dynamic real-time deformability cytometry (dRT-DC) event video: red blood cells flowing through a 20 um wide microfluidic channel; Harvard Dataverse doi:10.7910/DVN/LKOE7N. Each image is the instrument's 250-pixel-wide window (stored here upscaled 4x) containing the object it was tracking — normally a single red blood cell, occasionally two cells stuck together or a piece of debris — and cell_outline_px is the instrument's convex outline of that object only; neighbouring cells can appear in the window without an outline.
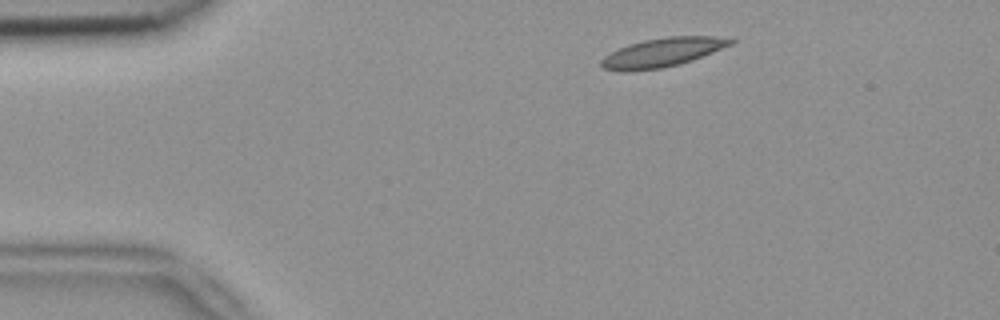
{"species": "common noctule bat (a hibernating species)", "species_latin": "Nyctalus noctula", "temperature_condition": "room temperature", "stored_images_in_passage": 4, "camera_frame_rate_fps": 3000, "um_per_image_px": 0.085, "animal": {"sex": "female", "body_mass_g": 18.4}, "frame": {"image": 1, "passage_image": 1, "time_ms": 0.0, "image_size_px": [1000, 320], "cell_outline_px": [[736, 40], [732, 44], [692, 60], [680, 64], [664, 68], [628, 72], [620, 72], [604, 68], [600, 64], [600, 60], [604, 56], [628, 44], [644, 40], [668, 36], [712, 36]], "centroid_in_image_um": [56.26, 4.47], "position_along_channel_um": 28.7, "area_um2": 21.79}}
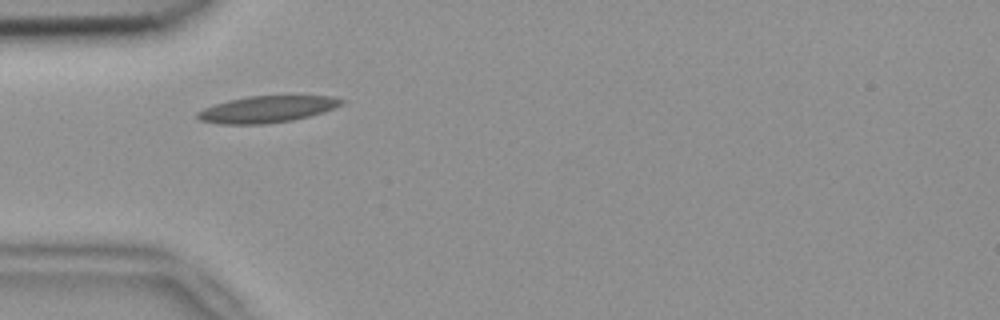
{"frame": {"image": 2, "passage_image": 3, "time_ms": 0.667, "image_size_px": [1000, 320], "cell_outline_px": [[344, 104], [308, 116], [292, 120], [260, 124], [220, 124], [200, 120], [196, 116], [196, 112], [204, 108], [228, 100], [248, 96], [332, 96], [344, 100]], "centroid_in_image_um": [22.65, 9.28], "position_along_channel_um": 62.3, "area_um2": 22.02}}